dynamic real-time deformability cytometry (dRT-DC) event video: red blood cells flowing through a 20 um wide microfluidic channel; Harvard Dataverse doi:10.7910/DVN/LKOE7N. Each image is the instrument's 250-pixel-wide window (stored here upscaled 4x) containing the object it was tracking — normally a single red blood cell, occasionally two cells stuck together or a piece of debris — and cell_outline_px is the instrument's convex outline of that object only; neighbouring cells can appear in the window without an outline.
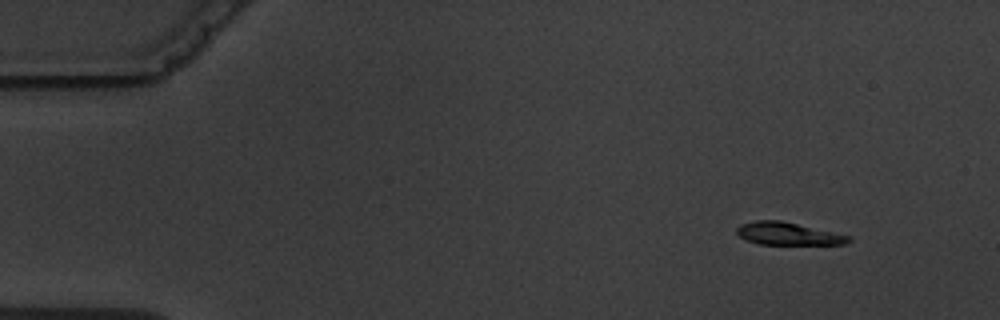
{"species": "common noctule bat (a hibernating species)", "species_latin": "Nyctalus noctula", "temperature_condition": "warm", "stored_images_in_passage": 4, "camera_frame_rate_fps": 3000, "um_per_image_px": 0.085, "animal": {"sex": "male", "body_mass_g": 19.5, "forearm_length_mm": 54.6}, "frame": {"image": 1, "passage_image": 1, "time_ms": 0.0, "image_size_px": [1000, 320], "cell_outline_px": [[852, 240], [844, 244], [760, 244], [748, 240], [740, 236], [736, 232], [736, 228], [740, 224], [756, 220], [780, 220], [852, 236]], "centroid_in_image_um": [66.99, 19.86], "position_along_channel_um": 18.0, "area_um2": 14.62}}
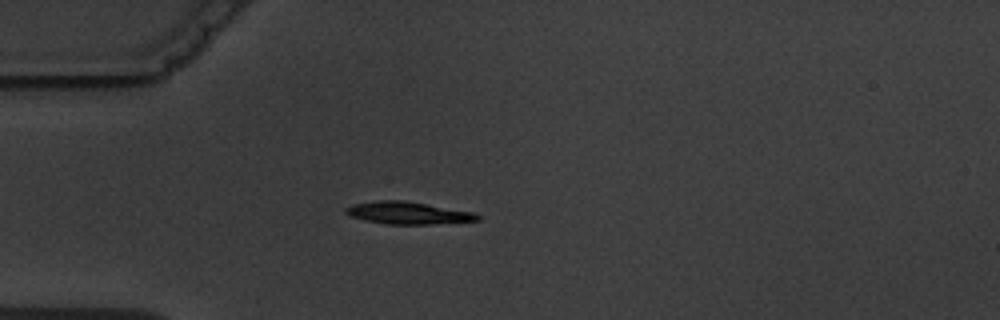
{"frame": {"image": 2, "passage_image": 4, "time_ms": 3.333, "image_size_px": [1000, 320], "cell_outline_px": [[480, 220], [432, 224], [384, 224], [364, 220], [348, 216], [344, 212], [344, 208], [352, 204], [376, 200], [400, 200], [472, 212], [480, 216]], "centroid_in_image_um": [34.57, 18.11], "position_along_channel_um": 50.4, "area_um2": 16.99}}